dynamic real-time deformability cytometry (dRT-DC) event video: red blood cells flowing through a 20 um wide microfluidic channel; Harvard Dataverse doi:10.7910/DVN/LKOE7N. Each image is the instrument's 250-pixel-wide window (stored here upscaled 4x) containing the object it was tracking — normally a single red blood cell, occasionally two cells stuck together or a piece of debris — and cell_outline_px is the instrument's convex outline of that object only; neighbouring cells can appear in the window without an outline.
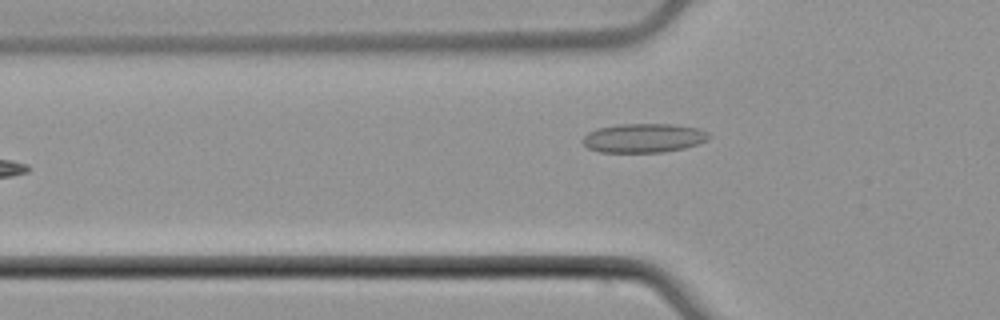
{"species": "common noctule bat (a hibernating species)", "species_latin": "Nyctalus noctula", "temperature_condition": "cold", "stored_images_in_passage": 24, "camera_frame_rate_fps": 3000, "um_per_image_px": 0.085, "animal": {"sex": "male", "body_mass_g": 21.5, "forearm_length_mm": 52.0}, "frame": {"image": 1, "passage_image": 4, "time_ms": 1.0, "image_size_px": [1000, 320], "cell_outline_px": [[712, 136], [708, 140], [684, 148], [664, 152], [600, 152], [588, 148], [580, 140], [588, 132], [596, 128], [620, 124], [672, 124], [700, 128], [708, 132]], "centroid_in_image_um": [54.72, 11.72], "position_along_channel_um": 71.1, "area_um2": 21.56}}
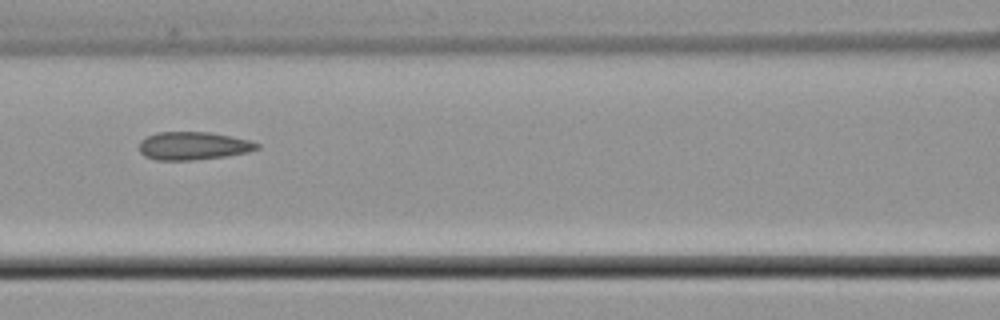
{"frame": {"image": 2, "passage_image": 10, "time_ms": 3.0, "image_size_px": [1000, 320], "cell_outline_px": [[260, 148], [248, 152], [224, 156], [192, 160], [156, 160], [144, 156], [140, 152], [140, 140], [156, 132], [208, 132], [232, 136], [248, 140], [260, 144]], "centroid_in_image_um": [16.42, 12.39], "position_along_channel_um": 150.2, "area_um2": 19.19}}
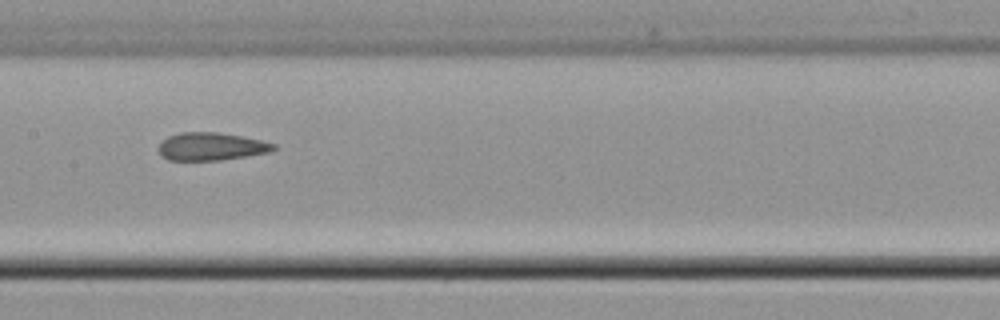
{"frame": {"image": 3, "passage_image": 13, "time_ms": 4.0, "image_size_px": [1000, 320], "cell_outline_px": [[276, 148], [268, 152], [220, 160], [168, 160], [160, 156], [160, 144], [168, 136], [180, 132], [220, 132], [260, 140], [276, 144]], "centroid_in_image_um": [17.93, 12.45], "position_along_channel_um": 189.5, "area_um2": 18.44}}